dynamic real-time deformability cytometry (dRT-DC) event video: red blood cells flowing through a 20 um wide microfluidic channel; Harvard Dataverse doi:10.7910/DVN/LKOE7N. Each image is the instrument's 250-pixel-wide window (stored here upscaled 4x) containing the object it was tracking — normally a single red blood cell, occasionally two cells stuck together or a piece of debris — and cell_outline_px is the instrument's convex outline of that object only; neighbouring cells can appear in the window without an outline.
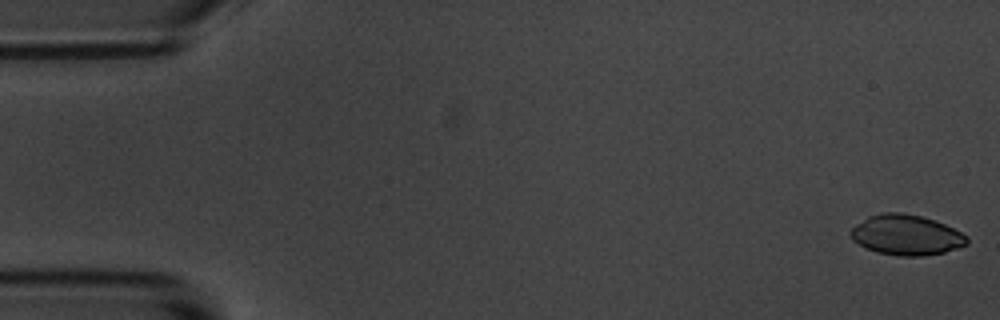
{"species": "common noctule bat (a hibernating species)", "species_latin": "Nyctalus noctula", "temperature_condition": "room temperature", "stored_images_in_passage": 11, "camera_frame_rate_fps": 3000, "um_per_image_px": 0.085, "animal": {"sex": "male", "body_mass_g": 20.1, "forearm_length_mm": 53.5}, "frame": {"image": 1, "passage_image": 1, "time_ms": 0.0, "image_size_px": [1000, 320], "cell_outline_px": [[968, 244], [944, 252], [924, 256], [900, 256], [876, 252], [864, 248], [852, 240], [848, 232], [856, 224], [868, 216], [880, 212], [904, 212], [920, 216], [944, 224], [968, 236]], "centroid_in_image_um": [76.98, 19.97], "position_along_channel_um": 8.0, "area_um2": 27.46}}
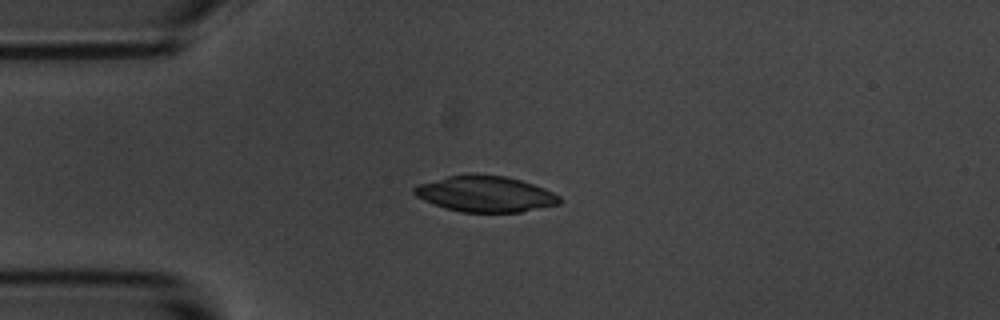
{"frame": {"image": 2, "passage_image": 4, "time_ms": 4.333, "image_size_px": [1000, 320], "cell_outline_px": [[560, 204], [520, 212], [460, 212], [444, 208], [424, 200], [416, 196], [412, 192], [412, 188], [420, 184], [448, 176], [468, 172], [508, 176], [544, 188], [560, 196]], "centroid_in_image_um": [41.24, 16.47], "position_along_channel_um": 43.8, "area_um2": 30.69}}